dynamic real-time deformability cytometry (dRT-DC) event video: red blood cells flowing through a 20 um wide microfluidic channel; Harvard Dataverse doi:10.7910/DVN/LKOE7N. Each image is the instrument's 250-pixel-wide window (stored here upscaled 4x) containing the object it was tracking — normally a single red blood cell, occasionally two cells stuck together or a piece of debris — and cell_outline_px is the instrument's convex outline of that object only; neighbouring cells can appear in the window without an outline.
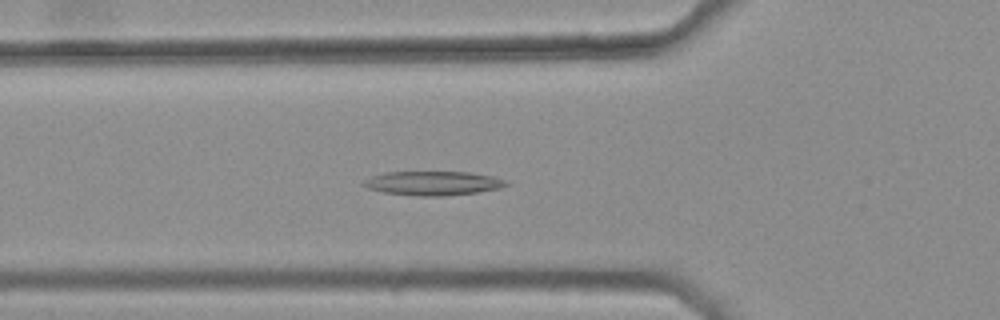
{"species": "common noctule bat (a hibernating species)", "species_latin": "Nyctalus noctula", "temperature_condition": "warm", "stored_images_in_passage": 44, "camera_frame_rate_fps": 3000, "um_per_image_px": 0.085, "animal": {"sex": "female", "body_mass_g": 25.1}, "frame": {"image": 1, "passage_image": 18, "time_ms": 5.667, "image_size_px": [1000, 320], "cell_outline_px": [[508, 184], [500, 188], [480, 192], [444, 196], [416, 196], [384, 192], [368, 188], [360, 184], [364, 180], [372, 176], [388, 172], [468, 172], [492, 176], [504, 180]], "centroid_in_image_um": [36.79, 15.58], "position_along_channel_um": 89.0, "area_um2": 19.94}}
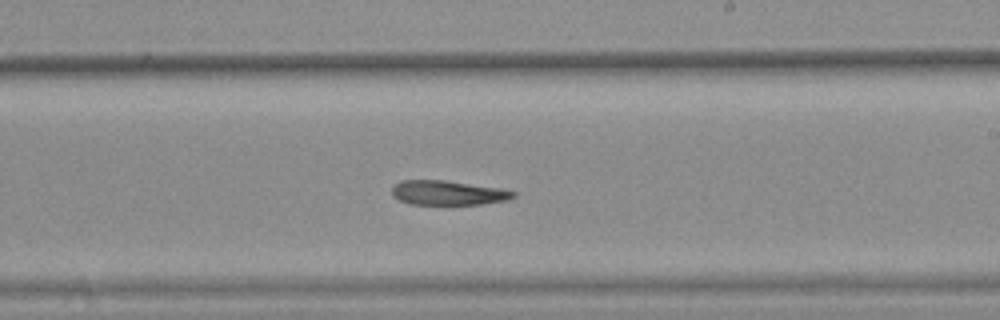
{"frame": {"image": 2, "passage_image": 31, "time_ms": 10.0, "image_size_px": [1000, 320], "cell_outline_px": [[516, 196], [508, 200], [484, 204], [408, 204], [392, 196], [392, 188], [400, 180], [444, 180], [500, 188], [516, 192]], "centroid_in_image_um": [38.08, 16.39], "position_along_channel_um": 250.9, "area_um2": 17.34}}
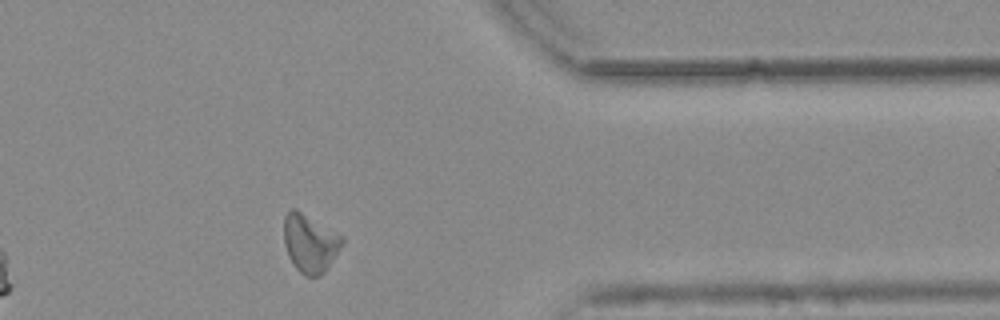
{"frame": {"image": 3, "passage_image": 43, "time_ms": 14.0, "image_size_px": [1000, 320], "cell_outline_px": [[344, 240], [324, 272], [320, 276], [304, 276], [292, 264], [288, 256], [284, 244], [284, 216], [292, 208], [296, 208], [344, 236]], "centroid_in_image_um": [26.32, 20.65], "position_along_channel_um": 385.1, "area_um2": 19.71}}